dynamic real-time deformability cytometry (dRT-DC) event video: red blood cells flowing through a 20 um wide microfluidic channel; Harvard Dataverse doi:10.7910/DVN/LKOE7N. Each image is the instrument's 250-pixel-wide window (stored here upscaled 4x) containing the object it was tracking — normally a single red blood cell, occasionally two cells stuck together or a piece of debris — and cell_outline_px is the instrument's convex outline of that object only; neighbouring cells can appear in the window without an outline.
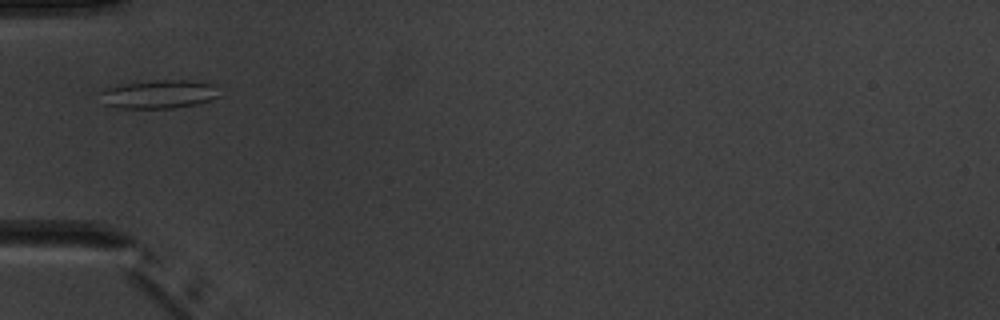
{"species": "common noctule bat (a hibernating species)", "species_latin": "Nyctalus noctula", "temperature_condition": "warm", "stored_images_in_passage": 3, "camera_frame_rate_fps": 3000, "um_per_image_px": 0.085, "animal": {"sex": "male", "body_mass_g": 20.1, "forearm_length_mm": 53.5}, "frame": {"image": 1, "passage_image": 3, "time_ms": 2.333, "image_size_px": [1000, 320], "cell_outline_px": [[220, 96], [196, 104], [172, 108], [116, 108], [104, 104], [96, 92], [108, 88], [124, 84], [160, 80], [184, 80], [212, 84]], "centroid_in_image_um": [13.42, 8.02], "position_along_channel_um": 71.6, "area_um2": 19.54}}